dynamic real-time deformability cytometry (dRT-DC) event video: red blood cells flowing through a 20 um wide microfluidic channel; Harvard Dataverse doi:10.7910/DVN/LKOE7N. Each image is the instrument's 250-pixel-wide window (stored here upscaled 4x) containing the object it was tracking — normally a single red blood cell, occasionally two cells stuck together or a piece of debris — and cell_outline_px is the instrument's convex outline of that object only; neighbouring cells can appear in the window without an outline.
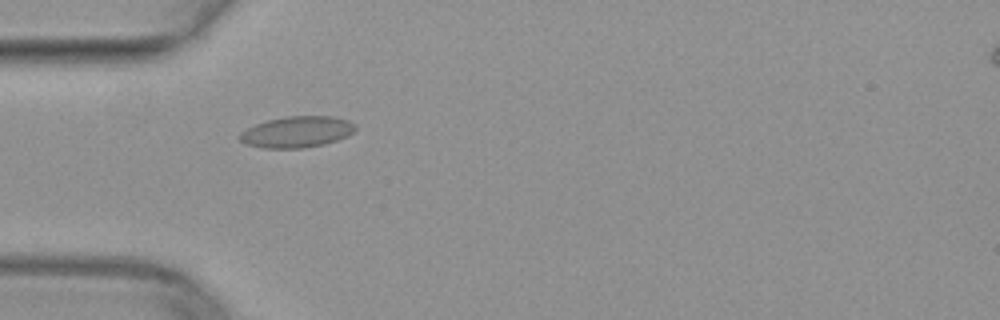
{"species": "common noctule bat (a hibernating species)", "species_latin": "Nyctalus noctula", "temperature_condition": "warm", "stored_images_in_passage": 36, "camera_frame_rate_fps": 3000, "um_per_image_px": 0.085, "animal": {"sex": "female", "body_mass_g": 29.2, "forearm_length_mm": 56.3}, "frame": {"image": 1, "passage_image": 1, "time_ms": 0.0, "image_size_px": [1000, 320], "cell_outline_px": [[356, 128], [348, 136], [324, 144], [304, 148], [264, 148], [248, 144], [240, 140], [236, 136], [240, 132], [256, 124], [268, 120], [284, 116], [332, 116], [348, 120], [356, 124]], "centroid_in_image_um": [25.24, 11.21], "position_along_channel_um": 59.8, "area_um2": 21.04}}
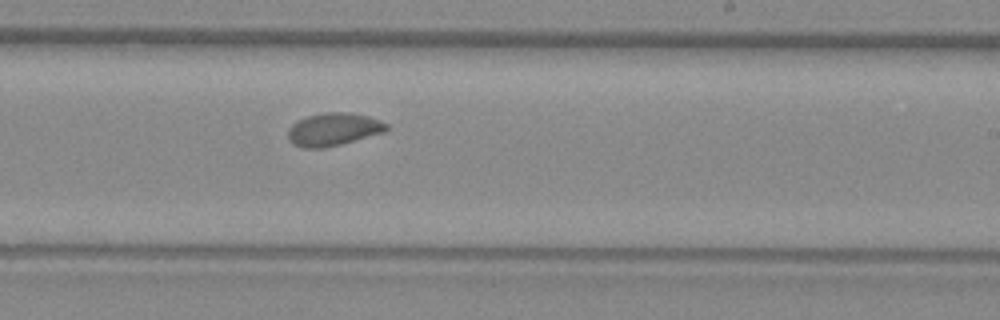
{"frame": {"image": 2, "passage_image": 16, "time_ms": 5.0, "image_size_px": [1000, 320], "cell_outline_px": [[388, 128], [384, 132], [340, 144], [324, 148], [304, 148], [296, 144], [288, 136], [288, 128], [296, 120], [308, 116], [324, 112], [348, 112], [368, 116], [380, 120], [388, 124]], "centroid_in_image_um": [28.35, 10.98], "position_along_channel_um": 260.7, "area_um2": 18.67}}
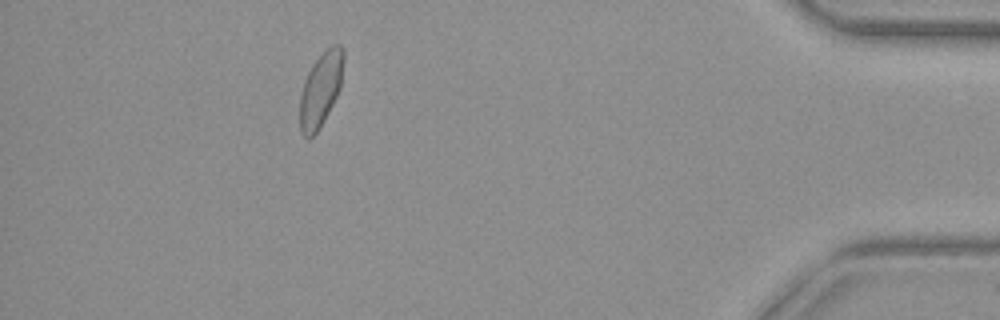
{"frame": {"image": 3, "passage_image": 31, "time_ms": 10.0, "image_size_px": [1000, 320], "cell_outline_px": [[344, 60], [340, 88], [328, 112], [316, 132], [308, 140], [300, 132], [300, 96], [304, 80], [312, 64], [332, 44], [340, 44], [344, 48]], "centroid_in_image_um": [27.26, 7.58], "position_along_channel_um": 407.9, "area_um2": 18.73}}